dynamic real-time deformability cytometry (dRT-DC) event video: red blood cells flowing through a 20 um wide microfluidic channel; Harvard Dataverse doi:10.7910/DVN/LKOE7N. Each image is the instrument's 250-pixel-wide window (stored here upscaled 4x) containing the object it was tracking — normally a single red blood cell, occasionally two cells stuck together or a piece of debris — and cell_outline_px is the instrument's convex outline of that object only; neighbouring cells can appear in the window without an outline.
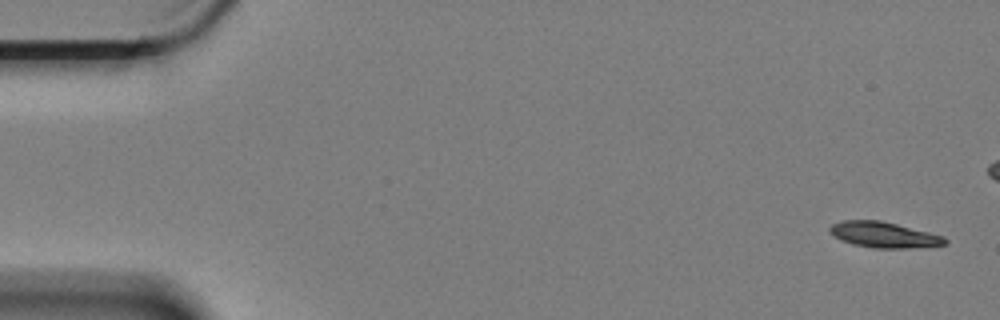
{"species": "Egyptian fruit bat (a non-hibernating species)", "species_latin": "Rousettus aegyptiacus", "temperature_condition": "cold", "stored_images_in_passage": 6, "camera_frame_rate_fps": 3000, "um_per_image_px": 0.085, "animal": {"sex": "female"}, "frame": {"image": 1, "passage_image": 1, "time_ms": 0.0, "image_size_px": [1000, 320], "cell_outline_px": [[948, 244], [908, 248], [876, 248], [852, 244], [836, 236], [828, 228], [832, 224], [840, 220], [880, 220], [944, 236], [948, 240]], "centroid_in_image_um": [75.15, 19.95], "position_along_channel_um": 9.8, "area_um2": 16.99}}